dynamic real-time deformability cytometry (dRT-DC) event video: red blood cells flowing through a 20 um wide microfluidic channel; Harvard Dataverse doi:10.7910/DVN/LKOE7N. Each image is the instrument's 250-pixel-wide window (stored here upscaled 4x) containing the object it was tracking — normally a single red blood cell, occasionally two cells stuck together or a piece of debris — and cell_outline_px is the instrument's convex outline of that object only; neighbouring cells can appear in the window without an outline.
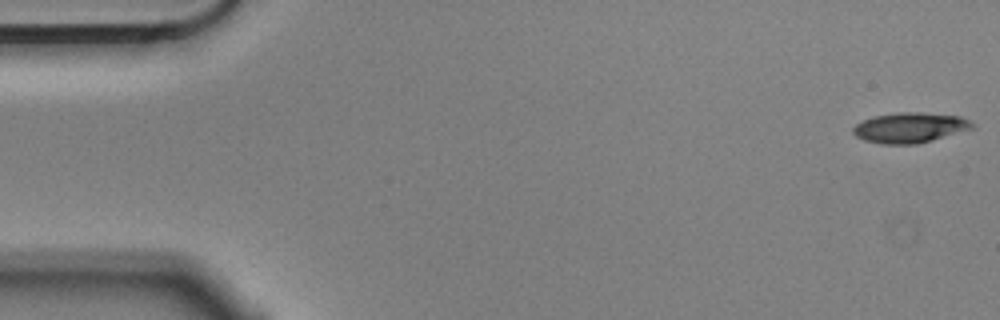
{"species": "Egyptian fruit bat (a non-hibernating species)", "species_latin": "Rousettus aegyptiacus", "temperature_condition": "cold", "stored_images_in_passage": 56, "camera_frame_rate_fps": 3000, "um_per_image_px": 0.085, "animal": {"sex": "male"}, "frame": {"image": 1, "passage_image": 1, "time_ms": 0.0, "image_size_px": [1000, 320], "cell_outline_px": [[976, 128], [932, 140], [916, 144], [880, 144], [864, 140], [856, 136], [852, 132], [852, 128], [856, 124], [864, 120], [876, 116], [900, 112], [920, 112], [960, 116], [968, 120]], "centroid_in_image_um": [77.34, 10.86], "position_along_channel_um": 7.7, "area_um2": 20.92}}
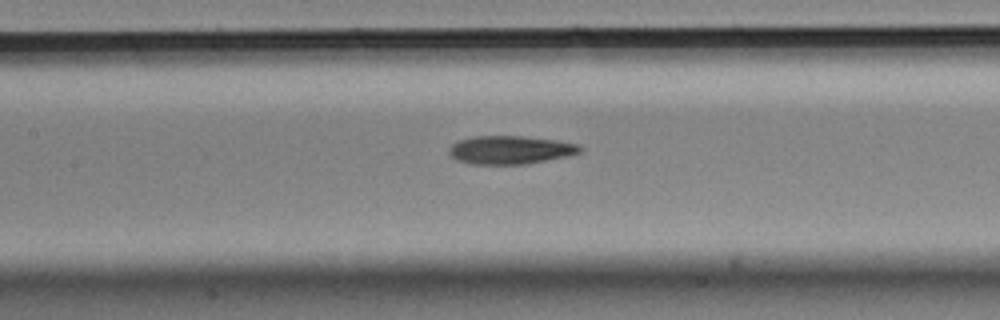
{"frame": {"image": 2, "passage_image": 25, "time_ms": 8.0, "image_size_px": [1000, 320], "cell_outline_px": [[584, 148], [580, 152], [568, 156], [528, 164], [472, 164], [456, 160], [448, 152], [448, 148], [452, 144], [460, 140], [476, 136], [520, 136], [556, 140], [576, 144]], "centroid_in_image_um": [43.37, 12.75], "position_along_channel_um": 164.0, "area_um2": 21.56}}
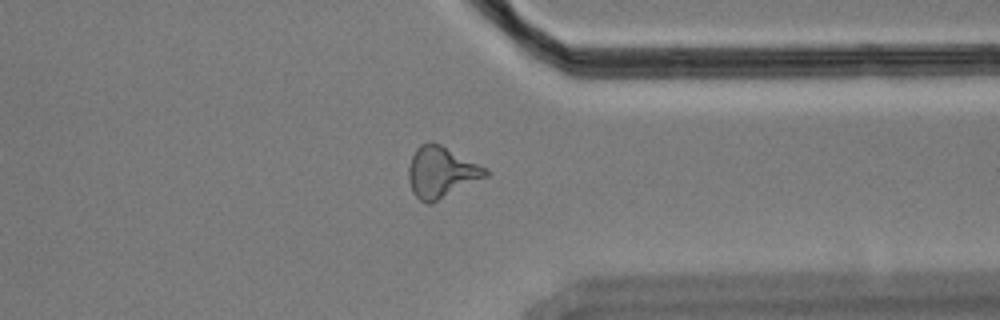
{"frame": {"image": 3, "passage_image": 43, "time_ms": 14.0, "image_size_px": [1000, 320], "cell_outline_px": [[488, 176], [432, 204], [428, 204], [420, 200], [412, 192], [408, 180], [408, 168], [412, 156], [416, 148], [420, 144], [432, 140], [488, 168]], "centroid_in_image_um": [37.5, 14.64], "position_along_channel_um": 373.9, "area_um2": 23.24}, "authors_computed_cell_mechanics": {"area_um2": 21.5594, "velocity_mm_per_s": 3.5645, "shape_relaxation_time_tau1_ms": 7.9262, "shape_relaxation_time_tau2_ms": 2.4491, "deformation_change_tau1": 0.1789, "deformation_change_tau2": 0.1129}}